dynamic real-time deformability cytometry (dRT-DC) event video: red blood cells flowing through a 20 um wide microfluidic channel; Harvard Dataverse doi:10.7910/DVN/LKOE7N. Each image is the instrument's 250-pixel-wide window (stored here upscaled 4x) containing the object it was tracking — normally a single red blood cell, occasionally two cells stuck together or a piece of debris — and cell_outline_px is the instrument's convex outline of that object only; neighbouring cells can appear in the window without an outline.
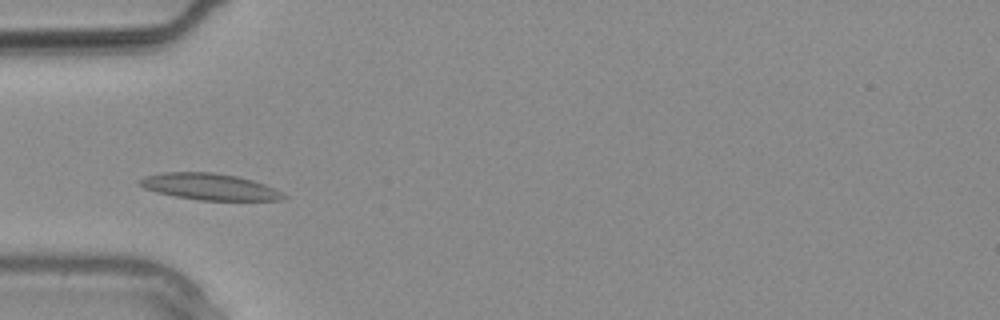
{"species": "common noctule bat (a hibernating species)", "species_latin": "Nyctalus noctula", "temperature_condition": "warm", "stored_images_in_passage": 2, "camera_frame_rate_fps": 3000, "um_per_image_px": 0.085, "animal": {"sex": "male", "body_mass_g": 20.4}, "frame": {"image": 1, "passage_image": 2, "time_ms": 0.333, "image_size_px": [1000, 320], "cell_outline_px": [[288, 196], [280, 200], [200, 200], [176, 196], [156, 192], [144, 188], [140, 184], [140, 180], [148, 176], [164, 172], [212, 172], [236, 176], [252, 180], [264, 184]], "centroid_in_image_um": [17.82, 15.87], "position_along_channel_um": 67.2, "area_um2": 21.73}}